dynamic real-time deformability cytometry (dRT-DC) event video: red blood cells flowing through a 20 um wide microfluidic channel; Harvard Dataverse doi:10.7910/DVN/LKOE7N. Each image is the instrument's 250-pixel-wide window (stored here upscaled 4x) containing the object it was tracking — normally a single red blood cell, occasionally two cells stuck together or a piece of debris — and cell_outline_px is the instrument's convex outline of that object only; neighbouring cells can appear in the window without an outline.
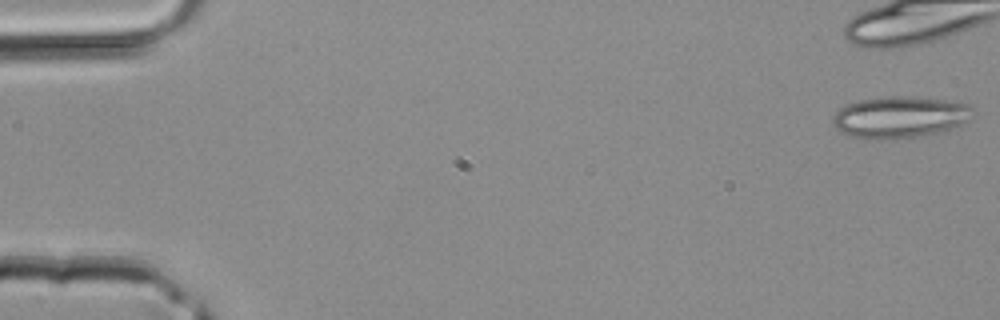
{"species": "common noctule bat (a hibernating species)", "species_latin": "Nyctalus noctula", "temperature_condition": "room temperature", "stored_images_in_passage": 9, "camera_frame_rate_fps": 3000, "um_per_image_px": 0.085, "animal": {"sex": "male", "body_mass_g": 20.4}, "frame": {"image": 1, "passage_image": 1, "time_ms": 0.0, "image_size_px": [1000, 320], "cell_outline_px": [[972, 108], [968, 120], [964, 124], [952, 128], [936, 132], [916, 136], [884, 140], [868, 140], [852, 136], [840, 132], [832, 124], [832, 116], [840, 108], [848, 104], [860, 100], [884, 96], [904, 96], [956, 100], [968, 104]], "centroid_in_image_um": [76.46, 9.95], "position_along_channel_um": 8.5, "area_um2": 34.16}}